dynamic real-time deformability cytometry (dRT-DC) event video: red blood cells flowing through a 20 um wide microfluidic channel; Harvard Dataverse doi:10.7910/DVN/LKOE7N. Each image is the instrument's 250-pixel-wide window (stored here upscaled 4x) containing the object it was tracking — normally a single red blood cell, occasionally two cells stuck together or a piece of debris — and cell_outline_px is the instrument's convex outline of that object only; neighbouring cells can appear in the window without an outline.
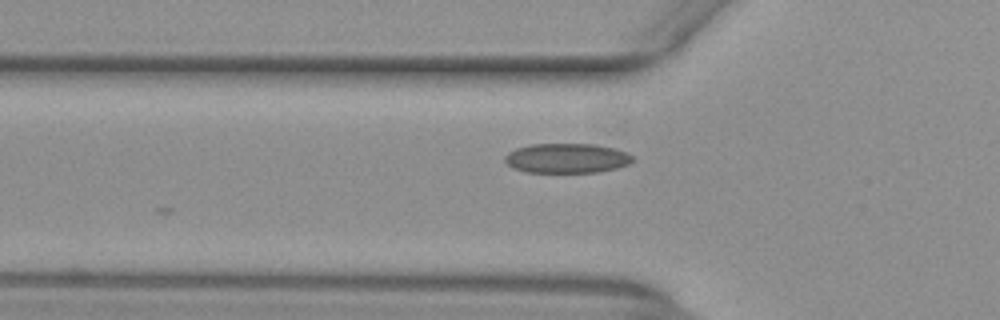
{"species": "common noctule bat (a hibernating species)", "species_latin": "Nyctalus noctula", "temperature_condition": "warm", "stored_images_in_passage": 8, "camera_frame_rate_fps": 3000, "um_per_image_px": 0.085, "animal": {"sex": "female", "body_mass_g": 29.2, "forearm_length_mm": 56.3}, "frame": {"image": 1, "passage_image": 3, "time_ms": 0.667, "image_size_px": [1000, 320], "cell_outline_px": [[632, 160], [628, 164], [616, 168], [596, 172], [528, 172], [516, 168], [508, 164], [504, 160], [504, 156], [508, 152], [516, 148], [532, 144], [596, 144], [628, 152], [632, 156]], "centroid_in_image_um": [48.17, 13.44], "position_along_channel_um": 77.6, "area_um2": 21.91}}
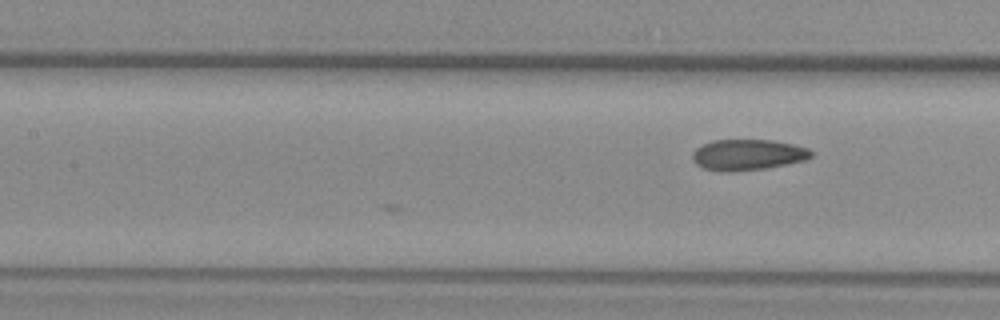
{"frame": {"image": 2, "passage_image": 8, "time_ms": 2.333, "image_size_px": [1000, 320], "cell_outline_px": [[812, 156], [804, 160], [764, 168], [732, 172], [724, 172], [704, 168], [696, 164], [692, 160], [692, 152], [696, 148], [712, 140], [772, 140], [792, 144], [808, 148], [812, 152]], "centroid_in_image_um": [63.52, 13.15], "position_along_channel_um": 143.9, "area_um2": 21.21}}